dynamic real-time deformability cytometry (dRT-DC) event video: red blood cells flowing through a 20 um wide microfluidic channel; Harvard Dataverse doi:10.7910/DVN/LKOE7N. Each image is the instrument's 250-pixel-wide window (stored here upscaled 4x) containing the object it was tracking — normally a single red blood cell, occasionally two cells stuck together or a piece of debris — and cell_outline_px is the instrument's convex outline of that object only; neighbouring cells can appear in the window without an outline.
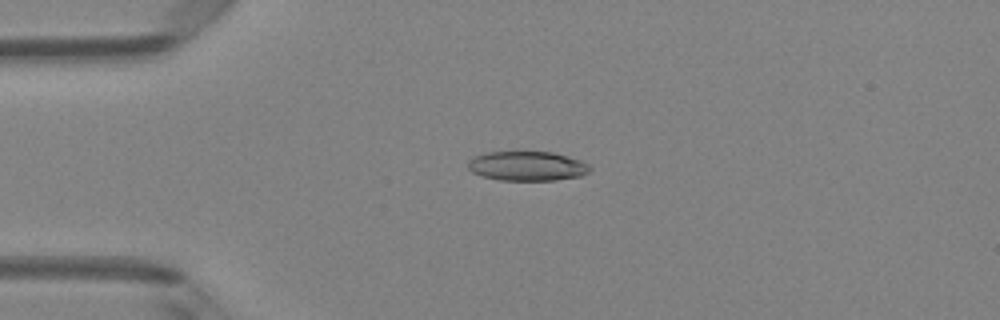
{"species": "Egyptian fruit bat (a non-hibernating species)", "species_latin": "Rousettus aegyptiacus", "temperature_condition": "room temperature", "stored_images_in_passage": 5, "camera_frame_rate_fps": 3000, "um_per_image_px": 0.085, "animal": {"sex": "female"}, "frame": {"image": 1, "passage_image": 4, "time_ms": 1.0, "image_size_px": [1000, 320], "cell_outline_px": [[592, 168], [588, 172], [580, 176], [556, 180], [500, 180], [484, 176], [472, 172], [468, 168], [468, 160], [476, 156], [488, 152], [552, 152], [568, 156], [580, 160], [588, 164]], "centroid_in_image_um": [44.83, 14.11], "position_along_channel_um": 40.2, "area_um2": 20.81}}